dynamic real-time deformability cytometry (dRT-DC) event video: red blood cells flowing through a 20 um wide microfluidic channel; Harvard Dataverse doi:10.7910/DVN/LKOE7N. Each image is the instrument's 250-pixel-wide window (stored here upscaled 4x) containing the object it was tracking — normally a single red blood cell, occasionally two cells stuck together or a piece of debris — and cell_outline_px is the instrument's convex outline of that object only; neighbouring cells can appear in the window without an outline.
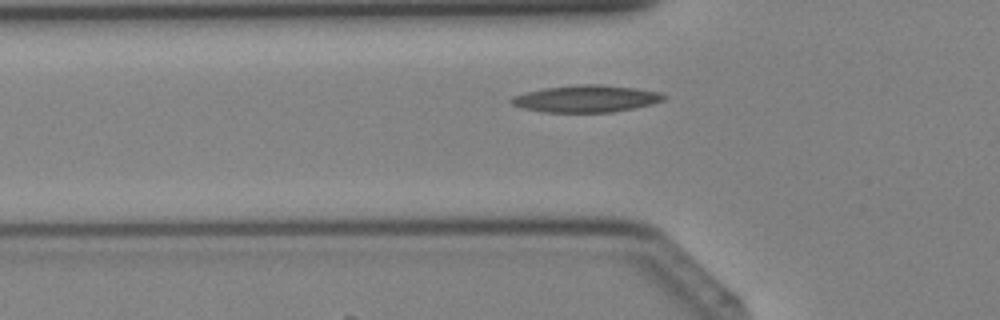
{"species": "Egyptian fruit bat (a non-hibernating species)", "species_latin": "Rousettus aegyptiacus", "temperature_condition": "cold", "stored_images_in_passage": 27, "camera_frame_rate_fps": 3000, "um_per_image_px": 0.085, "animal": {"sex": "female"}, "frame": {"image": 1, "passage_image": 5, "time_ms": 1.333, "image_size_px": [1000, 320], "cell_outline_px": [[668, 96], [664, 100], [652, 104], [636, 108], [612, 112], [544, 112], [524, 108], [512, 104], [508, 100], [512, 96], [524, 92], [544, 88], [576, 84], [600, 84], [636, 88], [660, 92]], "centroid_in_image_um": [49.84, 8.38], "position_along_channel_um": 76.0, "area_um2": 24.22}}
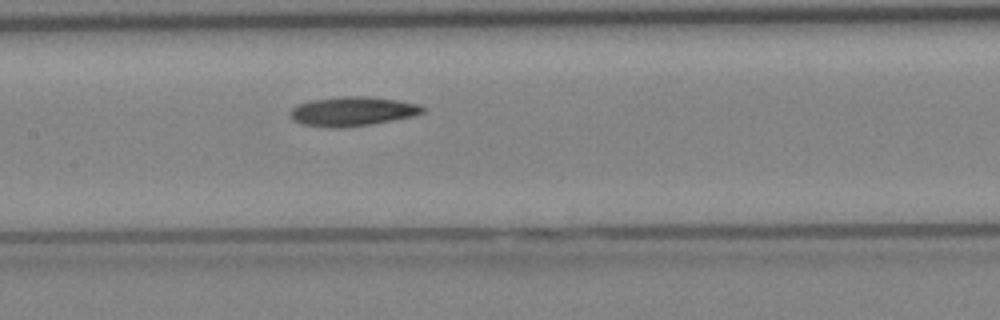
{"frame": {"image": 2, "passage_image": 11, "time_ms": 3.333, "image_size_px": [1000, 320], "cell_outline_px": [[424, 112], [412, 116], [372, 124], [336, 128], [304, 124], [292, 120], [288, 116], [288, 112], [296, 104], [312, 100], [340, 96], [364, 96], [396, 100], [420, 104], [424, 108]], "centroid_in_image_um": [29.91, 9.46], "position_along_channel_um": 177.5, "area_um2": 22.54}}
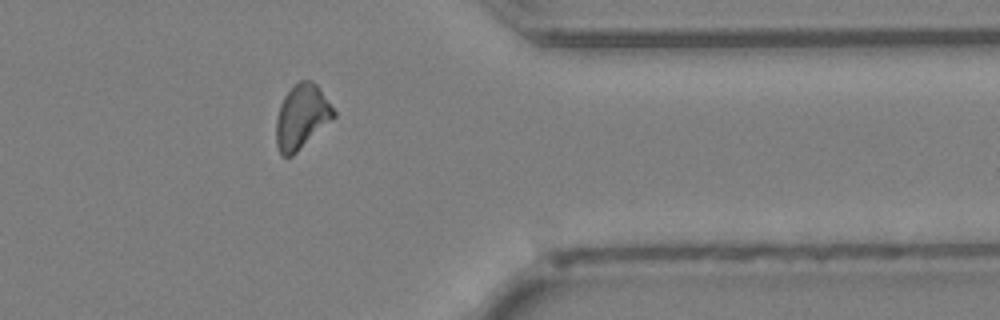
{"frame": {"image": 3, "passage_image": 24, "time_ms": 7.667, "image_size_px": [1000, 320], "cell_outline_px": [[336, 116], [332, 120], [292, 156], [284, 156], [280, 152], [276, 144], [276, 116], [280, 104], [284, 96], [300, 80], [312, 80], [320, 88], [336, 112]], "centroid_in_image_um": [25.64, 9.91], "position_along_channel_um": 385.8, "area_um2": 21.44}}